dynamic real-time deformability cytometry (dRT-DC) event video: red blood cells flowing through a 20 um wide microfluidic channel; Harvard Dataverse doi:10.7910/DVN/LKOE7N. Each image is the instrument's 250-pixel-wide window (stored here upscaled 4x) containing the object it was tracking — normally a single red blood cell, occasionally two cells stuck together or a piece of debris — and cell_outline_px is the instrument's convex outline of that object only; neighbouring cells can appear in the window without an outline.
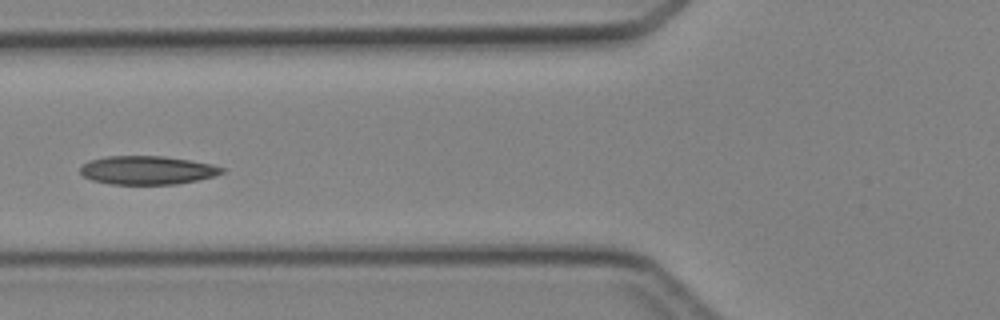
{"species": "Egyptian fruit bat (a non-hibernating species)", "species_latin": "Rousettus aegyptiacus", "temperature_condition": "cold", "stored_images_in_passage": 4, "camera_frame_rate_fps": 3000, "um_per_image_px": 0.085, "animal": {"sex": "female"}, "frame": {"image": 1, "passage_image": 4, "time_ms": 4.0, "image_size_px": [1000, 320], "cell_outline_px": [[228, 168], [224, 172], [212, 176], [196, 180], [176, 184], [112, 184], [92, 180], [84, 176], [80, 172], [80, 168], [88, 160], [104, 156], [164, 156], [212, 164]], "centroid_in_image_um": [12.52, 14.46], "position_along_channel_um": 113.3, "area_um2": 23.52}}